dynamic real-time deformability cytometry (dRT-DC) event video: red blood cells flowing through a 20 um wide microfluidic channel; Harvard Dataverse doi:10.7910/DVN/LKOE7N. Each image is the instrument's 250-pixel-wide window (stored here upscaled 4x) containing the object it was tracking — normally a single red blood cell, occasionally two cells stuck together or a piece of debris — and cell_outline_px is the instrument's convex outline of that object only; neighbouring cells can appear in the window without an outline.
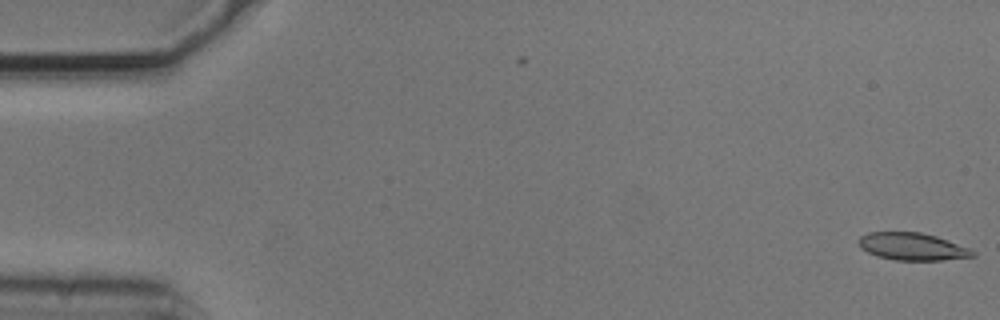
{"species": "common noctule bat (a hibernating species)", "species_latin": "Nyctalus noctula", "temperature_condition": "cold", "stored_images_in_passage": 3, "camera_frame_rate_fps": 3000, "um_per_image_px": 0.085, "animal": {"sex": "male", "body_mass_g": 20.5, "forearm_length_mm": 52.5}, "frame": {"image": 1, "passage_image": 3, "time_ms": 0.667, "image_size_px": [1000, 320], "cell_outline_px": [[976, 256], [940, 260], [896, 260], [876, 256], [860, 248], [860, 236], [868, 232], [920, 232], [936, 236], [972, 248], [976, 252]], "centroid_in_image_um": [77.59, 20.95], "position_along_channel_um": 7.4, "area_um2": 18.26}}